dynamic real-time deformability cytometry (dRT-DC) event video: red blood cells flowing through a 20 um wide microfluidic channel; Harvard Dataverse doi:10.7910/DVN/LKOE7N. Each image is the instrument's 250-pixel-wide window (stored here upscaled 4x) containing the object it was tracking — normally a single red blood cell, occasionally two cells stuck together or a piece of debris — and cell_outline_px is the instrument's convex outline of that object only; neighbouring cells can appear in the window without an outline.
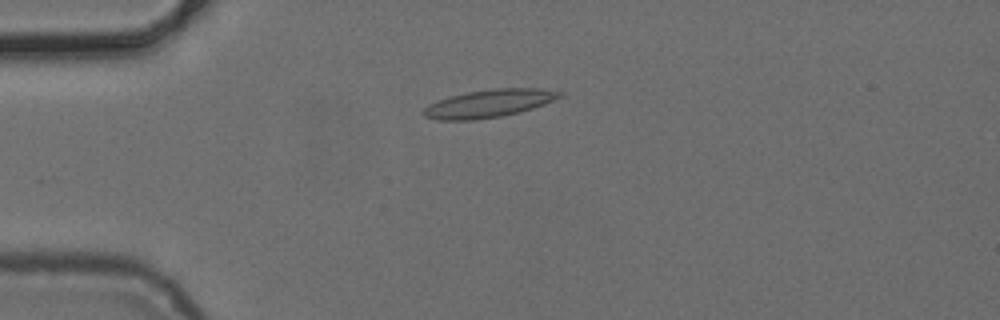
{"species": "common noctule bat (a hibernating species)", "species_latin": "Nyctalus noctula", "temperature_condition": "cold", "stored_images_in_passage": 1, "camera_frame_rate_fps": 3000, "um_per_image_px": 0.085, "animal": {"sex": "female", "body_mass_g": 24.6, "forearm_length_mm": 56.2}, "frame": {"image": 1, "passage_image": 1, "time_ms": 0.0, "image_size_px": [1000, 320], "cell_outline_px": [[564, 96], [544, 104], [520, 112], [500, 116], [476, 120], [436, 120], [424, 116], [420, 112], [428, 104], [448, 96], [468, 92], [496, 88], [536, 88], [564, 92]], "centroid_in_image_um": [41.53, 8.8], "position_along_channel_um": 43.5, "area_um2": 22.2}}